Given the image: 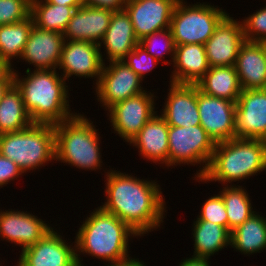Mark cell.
Masks as SVG:
<instances>
[{
    "label": "cell",
    "instance_id": "6da1fadb",
    "mask_svg": "<svg viewBox=\"0 0 266 266\" xmlns=\"http://www.w3.org/2000/svg\"><path fill=\"white\" fill-rule=\"evenodd\" d=\"M107 173V201L100 208L118 217L138 236L159 227L165 210L159 185L120 171Z\"/></svg>",
    "mask_w": 266,
    "mask_h": 266
},
{
    "label": "cell",
    "instance_id": "7a4b0ae2",
    "mask_svg": "<svg viewBox=\"0 0 266 266\" xmlns=\"http://www.w3.org/2000/svg\"><path fill=\"white\" fill-rule=\"evenodd\" d=\"M27 68V77L19 79L13 72L14 85L20 91L24 106L33 123L58 124L77 113H70L67 100L68 87L63 76L56 70H35Z\"/></svg>",
    "mask_w": 266,
    "mask_h": 266
},
{
    "label": "cell",
    "instance_id": "3957f363",
    "mask_svg": "<svg viewBox=\"0 0 266 266\" xmlns=\"http://www.w3.org/2000/svg\"><path fill=\"white\" fill-rule=\"evenodd\" d=\"M132 235L138 236L118 217L98 207L79 228L75 247L79 252L115 264L130 258L128 237Z\"/></svg>",
    "mask_w": 266,
    "mask_h": 266
},
{
    "label": "cell",
    "instance_id": "277c9868",
    "mask_svg": "<svg viewBox=\"0 0 266 266\" xmlns=\"http://www.w3.org/2000/svg\"><path fill=\"white\" fill-rule=\"evenodd\" d=\"M266 170V141L233 138L216 143L210 163L200 181L231 183Z\"/></svg>",
    "mask_w": 266,
    "mask_h": 266
},
{
    "label": "cell",
    "instance_id": "5b68a950",
    "mask_svg": "<svg viewBox=\"0 0 266 266\" xmlns=\"http://www.w3.org/2000/svg\"><path fill=\"white\" fill-rule=\"evenodd\" d=\"M92 123L77 114L54 125L56 161L61 160L81 169H99L102 163L100 138Z\"/></svg>",
    "mask_w": 266,
    "mask_h": 266
},
{
    "label": "cell",
    "instance_id": "8992f818",
    "mask_svg": "<svg viewBox=\"0 0 266 266\" xmlns=\"http://www.w3.org/2000/svg\"><path fill=\"white\" fill-rule=\"evenodd\" d=\"M0 154L12 160L24 172L55 160L53 124L33 123L18 131L0 134Z\"/></svg>",
    "mask_w": 266,
    "mask_h": 266
},
{
    "label": "cell",
    "instance_id": "52a82bcc",
    "mask_svg": "<svg viewBox=\"0 0 266 266\" xmlns=\"http://www.w3.org/2000/svg\"><path fill=\"white\" fill-rule=\"evenodd\" d=\"M182 1L176 3L170 22L175 46L191 43L204 45L227 13L208 4L187 6Z\"/></svg>",
    "mask_w": 266,
    "mask_h": 266
},
{
    "label": "cell",
    "instance_id": "ba28073f",
    "mask_svg": "<svg viewBox=\"0 0 266 266\" xmlns=\"http://www.w3.org/2000/svg\"><path fill=\"white\" fill-rule=\"evenodd\" d=\"M168 143V166L181 163H187V165L205 163L195 177L199 180L206 172L216 145L207 132L200 125L169 126Z\"/></svg>",
    "mask_w": 266,
    "mask_h": 266
},
{
    "label": "cell",
    "instance_id": "9c48e42d",
    "mask_svg": "<svg viewBox=\"0 0 266 266\" xmlns=\"http://www.w3.org/2000/svg\"><path fill=\"white\" fill-rule=\"evenodd\" d=\"M200 126L214 143L235 138L236 102L207 95L197 87Z\"/></svg>",
    "mask_w": 266,
    "mask_h": 266
},
{
    "label": "cell",
    "instance_id": "30bf717a",
    "mask_svg": "<svg viewBox=\"0 0 266 266\" xmlns=\"http://www.w3.org/2000/svg\"><path fill=\"white\" fill-rule=\"evenodd\" d=\"M142 79L123 61H112L109 66H103L96 94L105 109L114 104L141 94L145 90L140 86Z\"/></svg>",
    "mask_w": 266,
    "mask_h": 266
},
{
    "label": "cell",
    "instance_id": "8fae6325",
    "mask_svg": "<svg viewBox=\"0 0 266 266\" xmlns=\"http://www.w3.org/2000/svg\"><path fill=\"white\" fill-rule=\"evenodd\" d=\"M146 92L120 101L108 109L113 129L126 142H130L156 114L154 96Z\"/></svg>",
    "mask_w": 266,
    "mask_h": 266
},
{
    "label": "cell",
    "instance_id": "7c38bea8",
    "mask_svg": "<svg viewBox=\"0 0 266 266\" xmlns=\"http://www.w3.org/2000/svg\"><path fill=\"white\" fill-rule=\"evenodd\" d=\"M51 229L36 244L22 250L18 266H84L76 247H70Z\"/></svg>",
    "mask_w": 266,
    "mask_h": 266
},
{
    "label": "cell",
    "instance_id": "4fadbf2b",
    "mask_svg": "<svg viewBox=\"0 0 266 266\" xmlns=\"http://www.w3.org/2000/svg\"><path fill=\"white\" fill-rule=\"evenodd\" d=\"M235 138L266 141V89L242 90L236 102Z\"/></svg>",
    "mask_w": 266,
    "mask_h": 266
},
{
    "label": "cell",
    "instance_id": "5bb4252c",
    "mask_svg": "<svg viewBox=\"0 0 266 266\" xmlns=\"http://www.w3.org/2000/svg\"><path fill=\"white\" fill-rule=\"evenodd\" d=\"M178 0H127L135 36L140 41L153 32L170 28L174 7Z\"/></svg>",
    "mask_w": 266,
    "mask_h": 266
},
{
    "label": "cell",
    "instance_id": "9a60e30c",
    "mask_svg": "<svg viewBox=\"0 0 266 266\" xmlns=\"http://www.w3.org/2000/svg\"><path fill=\"white\" fill-rule=\"evenodd\" d=\"M244 42L242 22L240 24L227 14L204 44L209 67L234 66Z\"/></svg>",
    "mask_w": 266,
    "mask_h": 266
},
{
    "label": "cell",
    "instance_id": "2e32d148",
    "mask_svg": "<svg viewBox=\"0 0 266 266\" xmlns=\"http://www.w3.org/2000/svg\"><path fill=\"white\" fill-rule=\"evenodd\" d=\"M99 44L89 41L65 40L59 61V70L63 69V78L68 80L71 75L97 78L99 81L104 66Z\"/></svg>",
    "mask_w": 266,
    "mask_h": 266
},
{
    "label": "cell",
    "instance_id": "e0dca14e",
    "mask_svg": "<svg viewBox=\"0 0 266 266\" xmlns=\"http://www.w3.org/2000/svg\"><path fill=\"white\" fill-rule=\"evenodd\" d=\"M65 38L61 32L48 31L33 25L21 58L34 64L36 70L58 67Z\"/></svg>",
    "mask_w": 266,
    "mask_h": 266
},
{
    "label": "cell",
    "instance_id": "ac0fdd59",
    "mask_svg": "<svg viewBox=\"0 0 266 266\" xmlns=\"http://www.w3.org/2000/svg\"><path fill=\"white\" fill-rule=\"evenodd\" d=\"M45 221L36 216L20 211L0 212V237L19 244L22 250L36 244L51 229Z\"/></svg>",
    "mask_w": 266,
    "mask_h": 266
},
{
    "label": "cell",
    "instance_id": "d6986e66",
    "mask_svg": "<svg viewBox=\"0 0 266 266\" xmlns=\"http://www.w3.org/2000/svg\"><path fill=\"white\" fill-rule=\"evenodd\" d=\"M162 117L169 126L189 127L200 125L196 84H170Z\"/></svg>",
    "mask_w": 266,
    "mask_h": 266
},
{
    "label": "cell",
    "instance_id": "ffe728a7",
    "mask_svg": "<svg viewBox=\"0 0 266 266\" xmlns=\"http://www.w3.org/2000/svg\"><path fill=\"white\" fill-rule=\"evenodd\" d=\"M113 11L81 5L77 8L63 33L65 40L89 41L99 44L109 27Z\"/></svg>",
    "mask_w": 266,
    "mask_h": 266
},
{
    "label": "cell",
    "instance_id": "44dd1931",
    "mask_svg": "<svg viewBox=\"0 0 266 266\" xmlns=\"http://www.w3.org/2000/svg\"><path fill=\"white\" fill-rule=\"evenodd\" d=\"M234 67L242 90L266 89V58L258 42L241 45Z\"/></svg>",
    "mask_w": 266,
    "mask_h": 266
},
{
    "label": "cell",
    "instance_id": "7402d4cb",
    "mask_svg": "<svg viewBox=\"0 0 266 266\" xmlns=\"http://www.w3.org/2000/svg\"><path fill=\"white\" fill-rule=\"evenodd\" d=\"M102 42L107 51L110 62L123 61L126 55L132 51L138 44L139 40L135 36L131 19L126 10L114 11L106 30Z\"/></svg>",
    "mask_w": 266,
    "mask_h": 266
},
{
    "label": "cell",
    "instance_id": "603a6c76",
    "mask_svg": "<svg viewBox=\"0 0 266 266\" xmlns=\"http://www.w3.org/2000/svg\"><path fill=\"white\" fill-rule=\"evenodd\" d=\"M172 83L196 84L209 70L205 46L203 44H185L175 46Z\"/></svg>",
    "mask_w": 266,
    "mask_h": 266
},
{
    "label": "cell",
    "instance_id": "cb8c5ba5",
    "mask_svg": "<svg viewBox=\"0 0 266 266\" xmlns=\"http://www.w3.org/2000/svg\"><path fill=\"white\" fill-rule=\"evenodd\" d=\"M168 130L169 125L165 119L155 114L129 144L137 146L140 154L146 159L155 163L160 161L168 166Z\"/></svg>",
    "mask_w": 266,
    "mask_h": 266
},
{
    "label": "cell",
    "instance_id": "d4e9b609",
    "mask_svg": "<svg viewBox=\"0 0 266 266\" xmlns=\"http://www.w3.org/2000/svg\"><path fill=\"white\" fill-rule=\"evenodd\" d=\"M203 93L237 102L242 88L234 66H214L196 83Z\"/></svg>",
    "mask_w": 266,
    "mask_h": 266
},
{
    "label": "cell",
    "instance_id": "484cf974",
    "mask_svg": "<svg viewBox=\"0 0 266 266\" xmlns=\"http://www.w3.org/2000/svg\"><path fill=\"white\" fill-rule=\"evenodd\" d=\"M230 246L244 254L257 253L266 249V218L254 213L232 230Z\"/></svg>",
    "mask_w": 266,
    "mask_h": 266
},
{
    "label": "cell",
    "instance_id": "4316f807",
    "mask_svg": "<svg viewBox=\"0 0 266 266\" xmlns=\"http://www.w3.org/2000/svg\"><path fill=\"white\" fill-rule=\"evenodd\" d=\"M194 258L209 259L224 246L230 245L231 232L223 226L208 221L194 222Z\"/></svg>",
    "mask_w": 266,
    "mask_h": 266
},
{
    "label": "cell",
    "instance_id": "83f0119b",
    "mask_svg": "<svg viewBox=\"0 0 266 266\" xmlns=\"http://www.w3.org/2000/svg\"><path fill=\"white\" fill-rule=\"evenodd\" d=\"M32 124L22 95L13 84L0 101V134L22 131Z\"/></svg>",
    "mask_w": 266,
    "mask_h": 266
},
{
    "label": "cell",
    "instance_id": "f1b7e54d",
    "mask_svg": "<svg viewBox=\"0 0 266 266\" xmlns=\"http://www.w3.org/2000/svg\"><path fill=\"white\" fill-rule=\"evenodd\" d=\"M74 11L75 9L70 6L52 4L45 0H31V16L34 25L44 30L63 34Z\"/></svg>",
    "mask_w": 266,
    "mask_h": 266
},
{
    "label": "cell",
    "instance_id": "f546056e",
    "mask_svg": "<svg viewBox=\"0 0 266 266\" xmlns=\"http://www.w3.org/2000/svg\"><path fill=\"white\" fill-rule=\"evenodd\" d=\"M33 25L32 16L21 22L0 25V57L2 59L11 64L13 57L21 58Z\"/></svg>",
    "mask_w": 266,
    "mask_h": 266
},
{
    "label": "cell",
    "instance_id": "4dcf8cb0",
    "mask_svg": "<svg viewBox=\"0 0 266 266\" xmlns=\"http://www.w3.org/2000/svg\"><path fill=\"white\" fill-rule=\"evenodd\" d=\"M220 192L227 212L228 230L231 232L250 218L255 211L252 210L249 195L241 186L226 185Z\"/></svg>",
    "mask_w": 266,
    "mask_h": 266
},
{
    "label": "cell",
    "instance_id": "1f68e13d",
    "mask_svg": "<svg viewBox=\"0 0 266 266\" xmlns=\"http://www.w3.org/2000/svg\"><path fill=\"white\" fill-rule=\"evenodd\" d=\"M31 16V0H0V25L21 22Z\"/></svg>",
    "mask_w": 266,
    "mask_h": 266
},
{
    "label": "cell",
    "instance_id": "d6a6232c",
    "mask_svg": "<svg viewBox=\"0 0 266 266\" xmlns=\"http://www.w3.org/2000/svg\"><path fill=\"white\" fill-rule=\"evenodd\" d=\"M158 37L160 39H164L163 47L159 51H156V42H158ZM159 43V42H158ZM139 44L145 48L148 54L153 56L155 59L159 61V59H162L163 55L165 53H173L171 56L172 60L174 58V52H175V44L172 36V31L170 28H166L160 31L153 32L152 34L144 37L142 40L139 41ZM153 52V53H152Z\"/></svg>",
    "mask_w": 266,
    "mask_h": 266
},
{
    "label": "cell",
    "instance_id": "836d02e7",
    "mask_svg": "<svg viewBox=\"0 0 266 266\" xmlns=\"http://www.w3.org/2000/svg\"><path fill=\"white\" fill-rule=\"evenodd\" d=\"M196 221H208L228 229V217L221 194H217L203 204Z\"/></svg>",
    "mask_w": 266,
    "mask_h": 266
},
{
    "label": "cell",
    "instance_id": "e575fe53",
    "mask_svg": "<svg viewBox=\"0 0 266 266\" xmlns=\"http://www.w3.org/2000/svg\"><path fill=\"white\" fill-rule=\"evenodd\" d=\"M128 58V59H127ZM127 60V61H126ZM123 62L131 68L142 80L144 73H148L159 61L147 53L145 48L138 44L130 51Z\"/></svg>",
    "mask_w": 266,
    "mask_h": 266
},
{
    "label": "cell",
    "instance_id": "d590c367",
    "mask_svg": "<svg viewBox=\"0 0 266 266\" xmlns=\"http://www.w3.org/2000/svg\"><path fill=\"white\" fill-rule=\"evenodd\" d=\"M243 21L245 41L258 42L266 39V6Z\"/></svg>",
    "mask_w": 266,
    "mask_h": 266
},
{
    "label": "cell",
    "instance_id": "8d00e7d4",
    "mask_svg": "<svg viewBox=\"0 0 266 266\" xmlns=\"http://www.w3.org/2000/svg\"><path fill=\"white\" fill-rule=\"evenodd\" d=\"M23 171L12 160L0 154V186L8 184Z\"/></svg>",
    "mask_w": 266,
    "mask_h": 266
},
{
    "label": "cell",
    "instance_id": "74e56055",
    "mask_svg": "<svg viewBox=\"0 0 266 266\" xmlns=\"http://www.w3.org/2000/svg\"><path fill=\"white\" fill-rule=\"evenodd\" d=\"M83 6H93L114 11L125 9L127 0H80Z\"/></svg>",
    "mask_w": 266,
    "mask_h": 266
},
{
    "label": "cell",
    "instance_id": "f35d334b",
    "mask_svg": "<svg viewBox=\"0 0 266 266\" xmlns=\"http://www.w3.org/2000/svg\"><path fill=\"white\" fill-rule=\"evenodd\" d=\"M11 64L0 57V84H14V69Z\"/></svg>",
    "mask_w": 266,
    "mask_h": 266
},
{
    "label": "cell",
    "instance_id": "ab89813d",
    "mask_svg": "<svg viewBox=\"0 0 266 266\" xmlns=\"http://www.w3.org/2000/svg\"><path fill=\"white\" fill-rule=\"evenodd\" d=\"M208 259L203 258H187L179 264V266H209Z\"/></svg>",
    "mask_w": 266,
    "mask_h": 266
},
{
    "label": "cell",
    "instance_id": "60d3db41",
    "mask_svg": "<svg viewBox=\"0 0 266 266\" xmlns=\"http://www.w3.org/2000/svg\"><path fill=\"white\" fill-rule=\"evenodd\" d=\"M45 1L52 4L70 6L73 7L75 10L82 5L80 0H45Z\"/></svg>",
    "mask_w": 266,
    "mask_h": 266
},
{
    "label": "cell",
    "instance_id": "b9f144b4",
    "mask_svg": "<svg viewBox=\"0 0 266 266\" xmlns=\"http://www.w3.org/2000/svg\"><path fill=\"white\" fill-rule=\"evenodd\" d=\"M108 266H145L144 263L142 262H139V260L137 259H128V260H125V261H122V262H118V263H115V264H111V265H108Z\"/></svg>",
    "mask_w": 266,
    "mask_h": 266
},
{
    "label": "cell",
    "instance_id": "7bdbcfd3",
    "mask_svg": "<svg viewBox=\"0 0 266 266\" xmlns=\"http://www.w3.org/2000/svg\"><path fill=\"white\" fill-rule=\"evenodd\" d=\"M13 84H0V101L2 100L4 94Z\"/></svg>",
    "mask_w": 266,
    "mask_h": 266
},
{
    "label": "cell",
    "instance_id": "ee69618b",
    "mask_svg": "<svg viewBox=\"0 0 266 266\" xmlns=\"http://www.w3.org/2000/svg\"><path fill=\"white\" fill-rule=\"evenodd\" d=\"M258 43L261 45V48L263 49L265 58H266V39L258 41Z\"/></svg>",
    "mask_w": 266,
    "mask_h": 266
}]
</instances>
